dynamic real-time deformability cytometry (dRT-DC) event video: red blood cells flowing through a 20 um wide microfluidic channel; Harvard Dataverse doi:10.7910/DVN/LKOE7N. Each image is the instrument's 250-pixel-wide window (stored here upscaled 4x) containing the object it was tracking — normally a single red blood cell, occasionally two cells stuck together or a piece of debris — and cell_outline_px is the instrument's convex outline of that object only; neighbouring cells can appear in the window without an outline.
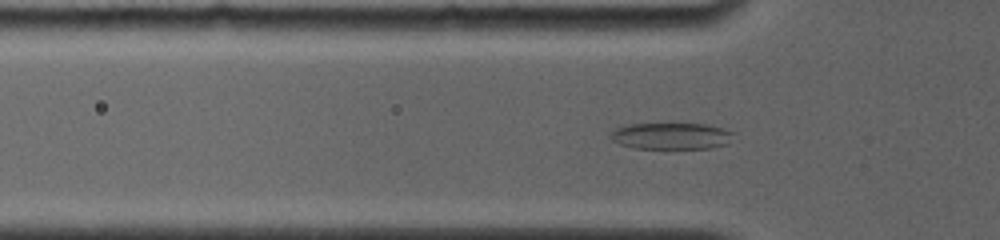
{"species": "common noctule bat (a hibernating species)", "species_latin": "Nyctalus noctula", "temperature_condition": "room temperature", "stored_images_in_passage": 65, "camera_frame_rate_fps": 4000, "um_per_image_px": 0.085, "animal": {"sex": "female", "body_mass_g": 19.0, "forearm_length_mm": 56.7}, "frame": {"image": 1, "passage_image": 20, "time_ms": 4.75, "image_size_px": [1000, 240], "cell_outline_px": [[732, 132], [728, 144], [712, 148], [636, 148], [620, 144], [612, 140], [608, 136], [616, 128], [628, 124], [672, 120], [708, 124]], "centroid_in_image_um": [57.01, 11.49], "position_along_channel_um": 68.8, "area_um2": 19.94}}
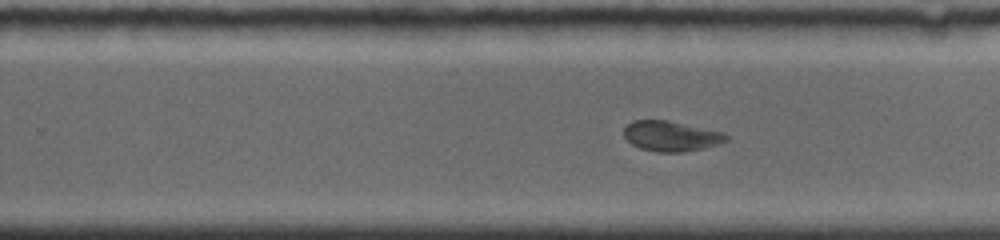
{"frame": {"image": 2, "passage_image": 41, "time_ms": 10.0, "image_size_px": [1000, 240], "cell_outline_px": [[728, 140], [704, 148], [684, 152], [656, 152], [640, 148], [632, 144], [624, 136], [624, 128], [632, 120], [668, 120], [724, 132], [728, 136]], "centroid_in_image_um": [57.04, 11.56], "position_along_channel_um": 272.8, "area_um2": 18.03}}
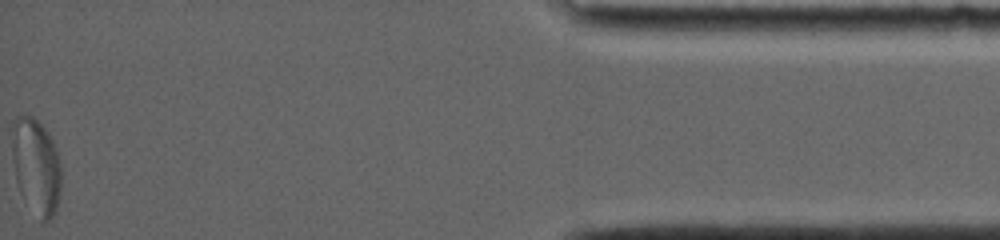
{"frame": {"image": 3, "passage_image": 65, "time_ms": 16.0, "image_size_px": [1000, 240], "cell_outline_px": [[60, 196], [56, 208], [52, 216], [48, 220], [40, 220], [20, 192], [16, 180], [12, 156], [12, 120], [20, 116], [32, 116], [48, 132], [52, 140], [60, 164]], "centroid_in_image_um": [3.06, 14.12], "position_along_channel_um": 432.1, "area_um2": 27.05}, "authors_computed_cell_mechanics": {"area_um2": 21.2704, "velocity_mm_per_s": 3.8879, "shape_relaxation_time_tau1_ms": 6.4069, "shape_relaxation_time_tau2_ms": null, "deformation_change_tau1": 0.1693, "deformation_change_tau2": null}}